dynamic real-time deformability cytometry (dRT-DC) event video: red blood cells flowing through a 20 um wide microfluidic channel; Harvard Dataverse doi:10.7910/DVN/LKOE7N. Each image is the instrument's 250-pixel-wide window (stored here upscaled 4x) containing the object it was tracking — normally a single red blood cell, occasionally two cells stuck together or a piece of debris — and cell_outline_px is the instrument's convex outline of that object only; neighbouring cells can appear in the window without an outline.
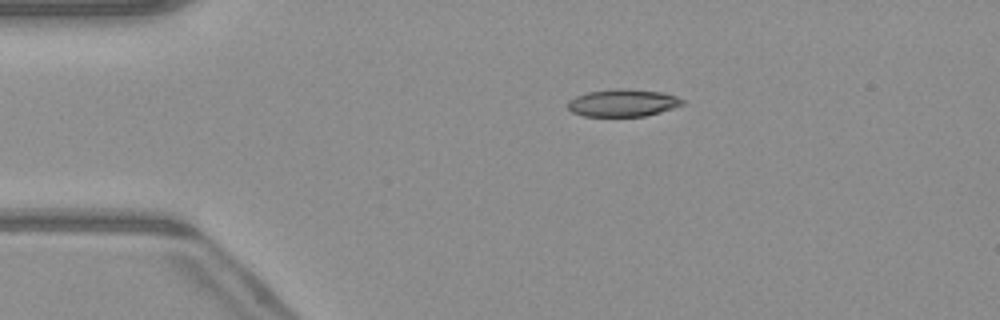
{"species": "common noctule bat (a hibernating species)", "species_latin": "Nyctalus noctula", "temperature_condition": "warm", "stored_images_in_passage": 43, "camera_frame_rate_fps": 3000, "um_per_image_px": 0.085, "animal": {"sex": "male", "body_mass_g": 23.1, "forearm_length_mm": 52.7}, "frame": {"image": 1, "passage_image": 3, "time_ms": 0.667, "image_size_px": [1000, 320], "cell_outline_px": [[684, 104], [660, 112], [644, 116], [584, 116], [572, 112], [568, 108], [568, 100], [576, 96], [588, 92], [616, 88], [624, 88], [664, 92], [676, 96], [684, 100]], "centroid_in_image_um": [52.94, 8.73], "position_along_channel_um": 32.1, "area_um2": 18.32}}
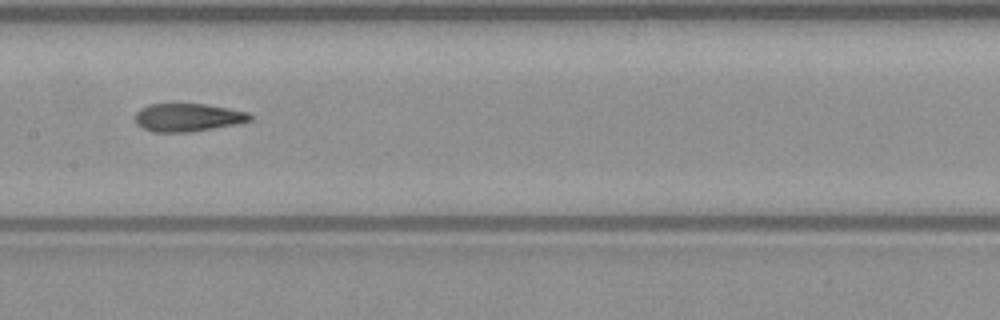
{"frame": {"image": 2, "passage_image": 18, "time_ms": 5.667, "image_size_px": [1000, 320], "cell_outline_px": [[252, 120], [236, 124], [188, 132], [152, 132], [136, 124], [136, 112], [140, 108], [148, 104], [204, 104], [228, 108], [248, 112], [252, 116]], "centroid_in_image_um": [15.95, 9.98], "position_along_channel_um": 191.5, "area_um2": 18.67}}
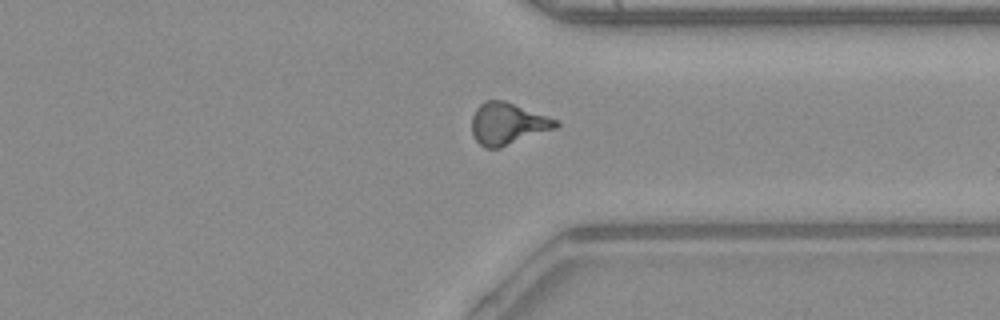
{"frame": {"image": 3, "passage_image": 31, "time_ms": 10.0, "image_size_px": [1000, 320], "cell_outline_px": [[560, 124], [556, 128], [500, 148], [484, 148], [476, 140], [472, 132], [472, 116], [476, 108], [484, 100], [504, 100], [560, 120]], "centroid_in_image_um": [43.16, 10.51], "position_along_channel_um": 368.2, "area_um2": 20.63}, "authors_computed_cell_mechanics": {"area_um2": 19.3052, "velocity_mm_per_s": 4.1167, "shape_relaxation_time_tau1_ms": null, "shape_relaxation_time_tau2_ms": 2.2179, "deformation_change_tau1": null, "deformation_change_tau2": 0.1019}}